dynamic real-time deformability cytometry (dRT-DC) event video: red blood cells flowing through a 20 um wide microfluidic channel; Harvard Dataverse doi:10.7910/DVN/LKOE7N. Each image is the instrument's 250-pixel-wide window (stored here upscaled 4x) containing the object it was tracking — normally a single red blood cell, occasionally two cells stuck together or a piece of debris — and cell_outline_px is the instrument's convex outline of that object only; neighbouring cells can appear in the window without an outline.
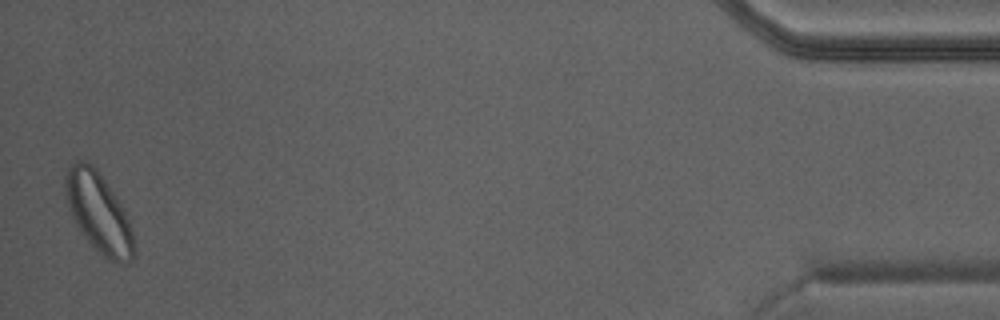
{"species": "Egyptian fruit bat (a non-hibernating species)", "species_latin": "Rousettus aegyptiacus", "temperature_condition": "warm", "stored_images_in_passage": 38, "camera_frame_rate_fps": 3000, "um_per_image_px": 0.085, "animal": {"sex": "male"}, "frame": {"image": 1, "passage_image": 38, "time_ms": 12.333, "image_size_px": [1000, 320], "cell_outline_px": [[136, 256], [132, 260], [124, 264], [108, 260], [80, 232], [68, 208], [64, 192], [64, 176], [68, 168], [76, 160], [88, 160], [96, 168], [120, 204], [128, 220], [132, 232], [136, 252]], "centroid_in_image_um": [8.36, 18.07], "position_along_channel_um": 426.8, "area_um2": 31.67}}